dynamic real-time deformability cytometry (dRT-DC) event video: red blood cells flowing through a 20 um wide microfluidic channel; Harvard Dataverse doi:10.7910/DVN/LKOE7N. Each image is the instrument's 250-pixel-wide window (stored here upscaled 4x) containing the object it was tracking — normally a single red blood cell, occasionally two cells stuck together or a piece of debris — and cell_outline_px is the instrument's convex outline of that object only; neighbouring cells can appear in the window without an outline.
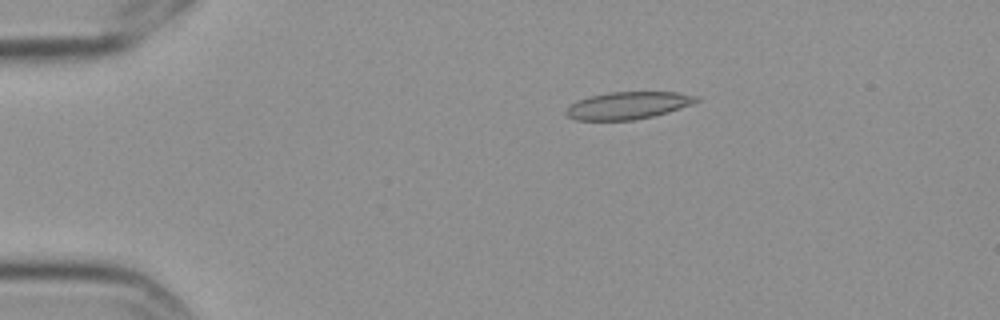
{"species": "Egyptian fruit bat (a non-hibernating species)", "species_latin": "Rousettus aegyptiacus", "temperature_condition": "cold", "stored_images_in_passage": 8, "camera_frame_rate_fps": 3000, "um_per_image_px": 0.085, "frame": {"image": 1, "passage_image": 1, "time_ms": 0.0, "image_size_px": [1000, 320], "cell_outline_px": [[700, 100], [668, 112], [652, 116], [632, 120], [576, 120], [568, 116], [564, 112], [572, 104], [588, 96], [608, 92], [676, 92], [700, 96]], "centroid_in_image_um": [53.38, 8.95], "position_along_channel_um": 31.6, "area_um2": 20.52}}
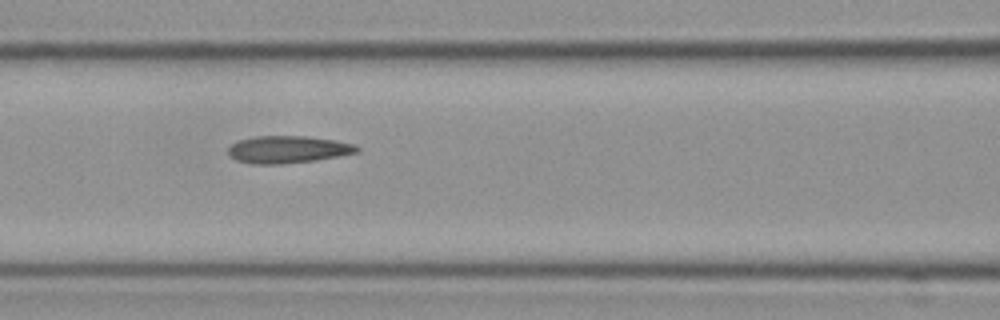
{"frame": {"image": 2, "passage_image": 5, "time_ms": 1.333, "image_size_px": [1000, 320], "cell_outline_px": [[360, 148], [356, 152], [316, 160], [280, 164], [252, 164], [236, 160], [228, 152], [228, 148], [236, 140], [256, 136], [308, 136], [336, 140], [356, 144]], "centroid_in_image_um": [24.46, 12.69], "position_along_channel_um": 142.1, "area_um2": 20.46}}
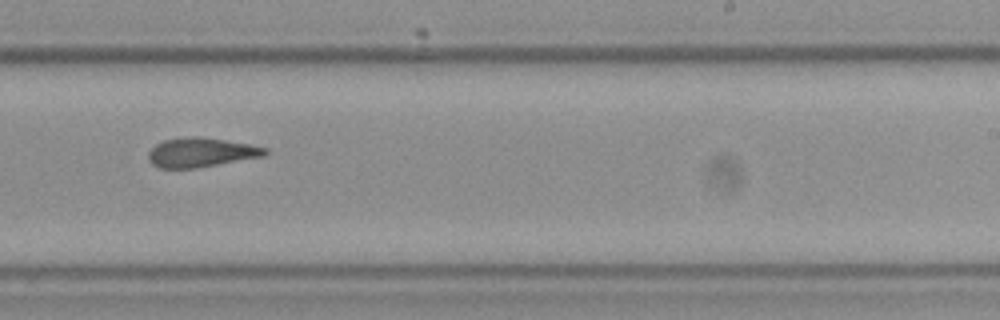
{"frame": {"image": 3, "passage_image": 8, "time_ms": 2.333, "image_size_px": [1000, 320], "cell_outline_px": [[268, 152], [264, 156], [196, 168], [160, 168], [152, 164], [148, 160], [148, 152], [156, 144], [164, 140], [192, 136], [196, 136], [224, 140], [248, 144], [268, 148]], "centroid_in_image_um": [17.07, 12.96], "position_along_channel_um": 271.9, "area_um2": 19.77}}